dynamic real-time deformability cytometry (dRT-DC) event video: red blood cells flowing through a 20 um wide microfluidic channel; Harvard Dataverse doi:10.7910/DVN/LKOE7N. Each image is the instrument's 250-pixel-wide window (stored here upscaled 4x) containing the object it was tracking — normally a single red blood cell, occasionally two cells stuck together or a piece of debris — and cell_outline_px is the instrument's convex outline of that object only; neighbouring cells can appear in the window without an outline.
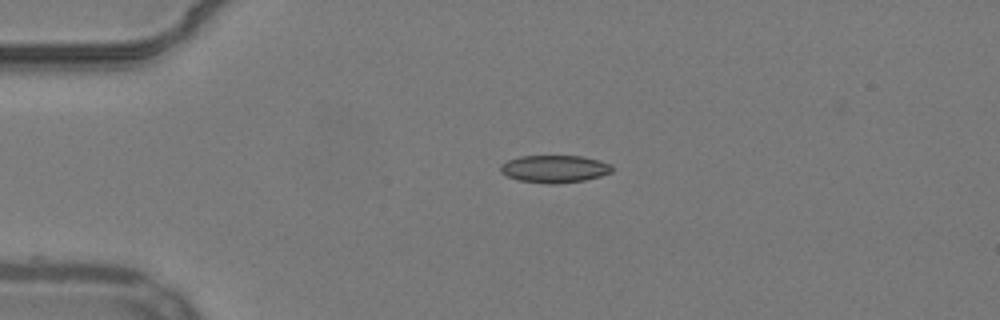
{"species": "common noctule bat (a hibernating species)", "species_latin": "Nyctalus noctula", "temperature_condition": "warm", "stored_images_in_passage": 29, "camera_frame_rate_fps": 3000, "um_per_image_px": 0.085, "animal": {"sex": "male", "body_mass_g": 19.2, "forearm_length_mm": 51.8}, "frame": {"image": 1, "passage_image": 1, "time_ms": 0.0, "image_size_px": [1000, 320], "cell_outline_px": [[612, 172], [600, 176], [584, 180], [556, 184], [548, 184], [516, 180], [500, 172], [500, 164], [508, 160], [520, 156], [580, 156], [600, 160], [612, 164]], "centroid_in_image_um": [47.12, 14.36], "position_along_channel_um": 37.9, "area_um2": 17.98}}
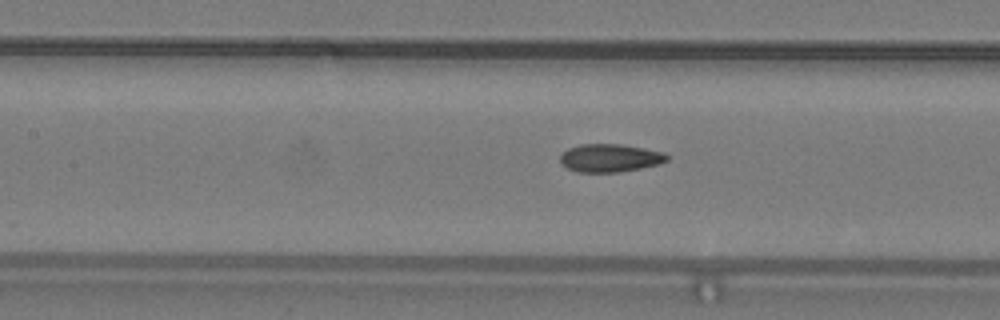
{"frame": {"image": 2, "passage_image": 13, "time_ms": 4.0, "image_size_px": [1000, 320], "cell_outline_px": [[668, 160], [660, 164], [620, 172], [576, 172], [560, 164], [560, 156], [568, 148], [580, 144], [620, 144], [644, 148], [664, 152], [668, 156]], "centroid_in_image_um": [51.84, 13.43], "position_along_channel_um": 155.6, "area_um2": 17.51}}
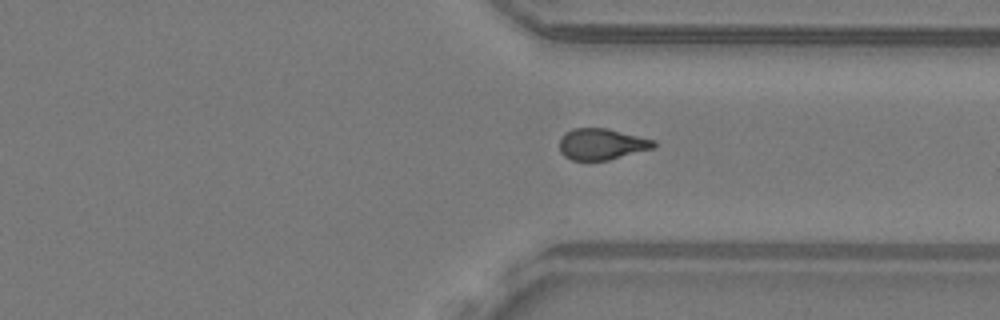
{"frame": {"image": 3, "passage_image": 29, "time_ms": 9.333, "image_size_px": [1000, 320], "cell_outline_px": [[656, 148], [608, 160], [572, 160], [564, 156], [560, 152], [560, 140], [572, 128], [608, 128], [656, 140]], "centroid_in_image_um": [51.2, 12.25], "position_along_channel_um": 360.2, "area_um2": 17.22}}